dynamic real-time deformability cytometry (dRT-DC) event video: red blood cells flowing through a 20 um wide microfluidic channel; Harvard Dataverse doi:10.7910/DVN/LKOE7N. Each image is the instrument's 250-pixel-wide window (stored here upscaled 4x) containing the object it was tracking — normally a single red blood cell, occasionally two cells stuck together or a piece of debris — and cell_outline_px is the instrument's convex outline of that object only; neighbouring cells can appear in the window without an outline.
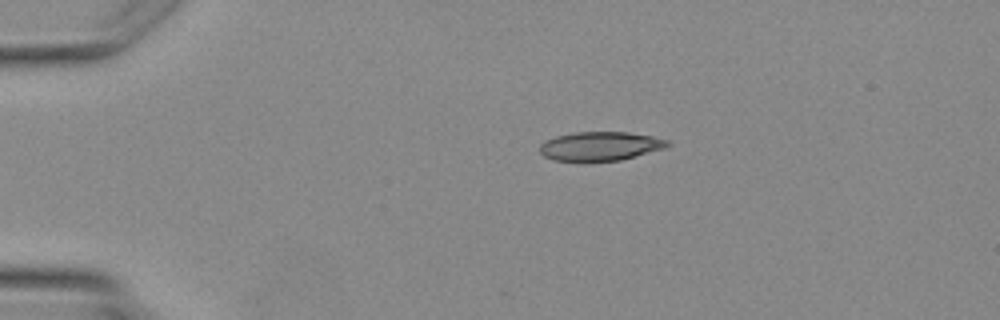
{"species": "Egyptian fruit bat (a non-hibernating species)", "species_latin": "Rousettus aegyptiacus", "temperature_condition": "warm", "stored_images_in_passage": 4, "camera_frame_rate_fps": 3000, "um_per_image_px": 0.085, "animal": {"sex": "female"}, "frame": {"image": 1, "passage_image": 4, "time_ms": 3.667, "image_size_px": [1000, 320], "cell_outline_px": [[672, 144], [664, 148], [620, 160], [552, 160], [544, 156], [540, 152], [540, 144], [556, 136], [576, 132], [628, 132], [652, 136], [668, 140]], "centroid_in_image_um": [51.04, 12.41], "position_along_channel_um": 34.0, "area_um2": 21.15}}